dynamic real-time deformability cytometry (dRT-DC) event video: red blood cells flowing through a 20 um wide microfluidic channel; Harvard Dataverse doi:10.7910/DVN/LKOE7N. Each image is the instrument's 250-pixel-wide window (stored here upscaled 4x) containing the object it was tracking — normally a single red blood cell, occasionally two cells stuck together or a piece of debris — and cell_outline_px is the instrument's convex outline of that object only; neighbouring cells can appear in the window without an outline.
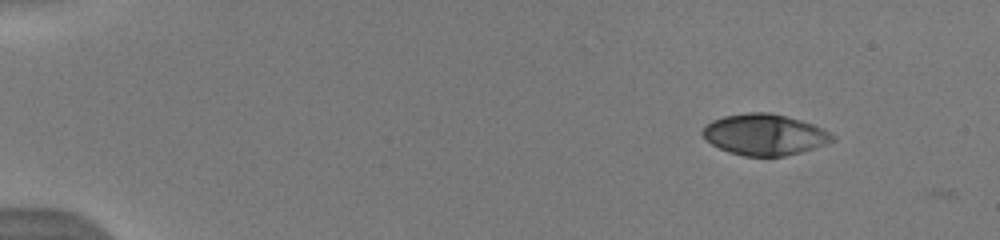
{"species": "human", "species_latin": "Homo sapiens", "temperature_condition": "warm", "stored_images_in_passage": 47, "camera_frame_rate_fps": 3000, "um_per_image_px": 0.085, "donor": {"sex": "male"}, "frame": {"image": 1, "passage_image": 1, "time_ms": 0.0, "image_size_px": [1000, 240], "cell_outline_px": [[836, 140], [800, 152], [784, 156], [744, 156], [728, 152], [712, 144], [700, 132], [704, 124], [712, 120], [724, 116], [748, 112], [772, 112], [800, 120], [812, 124], [836, 136]], "centroid_in_image_um": [64.95, 11.43], "position_along_channel_um": 20.1, "area_um2": 30.98}}
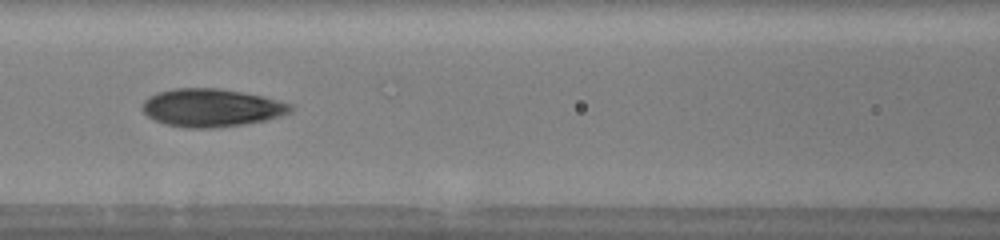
{"frame": {"image": 2, "passage_image": 20, "time_ms": 6.333, "image_size_px": [1000, 240], "cell_outline_px": [[292, 112], [280, 116], [264, 120], [244, 124], [212, 128], [188, 128], [164, 124], [148, 116], [140, 108], [140, 104], [148, 96], [156, 92], [176, 88], [220, 88], [264, 96], [292, 104]], "centroid_in_image_um": [17.94, 9.15], "position_along_channel_um": 148.7, "area_um2": 33.0}}
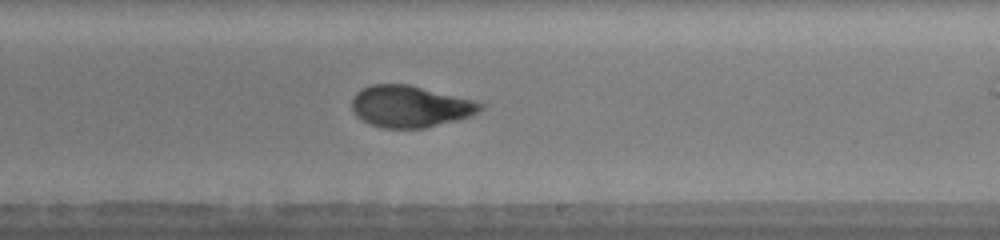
{"frame": {"image": 3, "passage_image": 28, "time_ms": 9.0, "image_size_px": [1000, 240], "cell_outline_px": [[484, 108], [468, 116], [456, 120], [424, 128], [384, 128], [368, 124], [356, 116], [352, 108], [352, 96], [360, 88], [372, 84], [408, 84], [476, 100], [484, 104]], "centroid_in_image_um": [34.83, 9.03], "position_along_channel_um": 254.2, "area_um2": 31.33}, "authors_computed_cell_mechanics": {"area_um2": 31.5588, "velocity_mm_per_s": 3.9621, "shape_relaxation_time_tau1_ms": 4.2209, "shape_relaxation_time_tau2_ms": 1.2876, "deformation_change_tau1": 0.1976, "deformation_change_tau2": 0.0664}}